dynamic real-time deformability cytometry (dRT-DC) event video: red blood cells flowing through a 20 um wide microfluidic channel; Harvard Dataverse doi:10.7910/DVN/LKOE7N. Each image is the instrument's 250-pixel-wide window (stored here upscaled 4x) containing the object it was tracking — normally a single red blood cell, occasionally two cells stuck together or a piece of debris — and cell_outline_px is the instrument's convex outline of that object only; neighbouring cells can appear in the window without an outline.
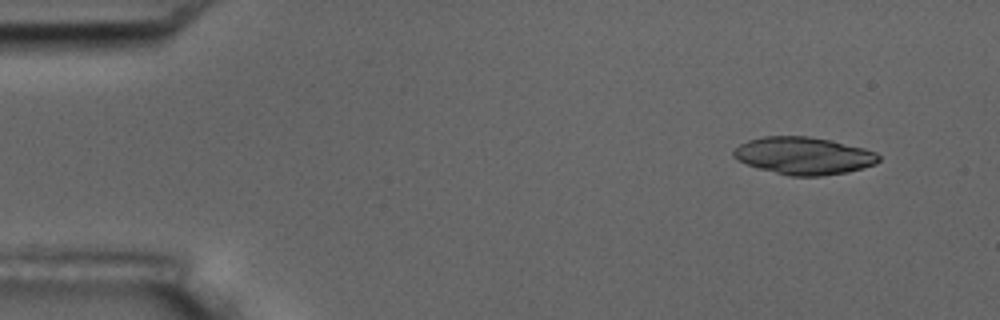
{"species": "common noctule bat (a hibernating species)", "species_latin": "Nyctalus noctula", "temperature_condition": "room temperature", "stored_images_in_passage": 4, "camera_frame_rate_fps": 3000, "um_per_image_px": 0.085, "animal": {"sex": "male", "body_mass_g": 17.5, "forearm_length_mm": 52.3}, "frame": {"image": 1, "passage_image": 1, "time_ms": 0.0, "image_size_px": [1000, 320], "cell_outline_px": [[880, 160], [876, 164], [864, 168], [848, 172], [820, 176], [792, 176], [760, 168], [736, 160], [732, 156], [732, 152], [740, 144], [748, 140], [764, 136], [808, 136], [828, 140], [864, 148], [876, 152], [880, 156]], "centroid_in_image_um": [68.33, 13.24], "position_along_channel_um": 16.7, "area_um2": 31.5}}